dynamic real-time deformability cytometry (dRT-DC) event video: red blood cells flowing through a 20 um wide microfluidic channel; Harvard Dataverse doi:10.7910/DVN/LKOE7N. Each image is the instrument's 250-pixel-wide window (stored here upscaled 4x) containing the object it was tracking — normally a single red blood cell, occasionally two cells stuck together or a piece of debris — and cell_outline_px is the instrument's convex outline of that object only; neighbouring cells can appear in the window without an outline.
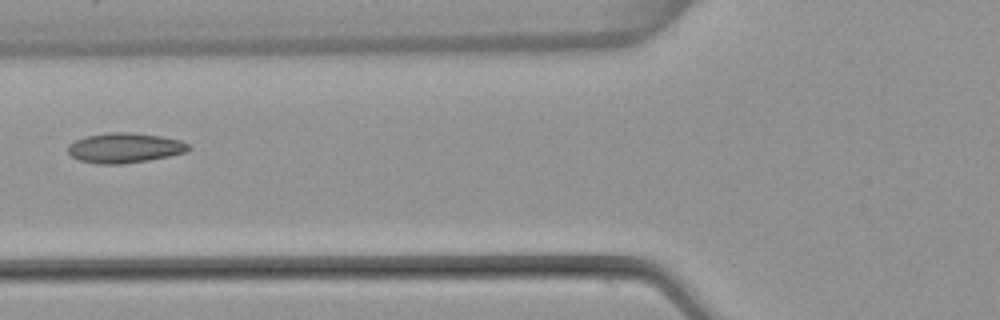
{"species": "common noctule bat (a hibernating species)", "species_latin": "Nyctalus noctula", "temperature_condition": "warm", "stored_images_in_passage": 7, "camera_frame_rate_fps": 3000, "um_per_image_px": 0.085, "animal": {"sex": "female", "body_mass_g": 22.7, "forearm_length_mm": 54.2}, "frame": {"image": 1, "passage_image": 6, "time_ms": 1.667, "image_size_px": [1000, 320], "cell_outline_px": [[192, 148], [188, 152], [148, 160], [120, 164], [96, 164], [80, 160], [72, 156], [68, 152], [68, 144], [84, 136], [112, 132], [132, 132], [160, 136], [180, 140], [188, 144]], "centroid_in_image_um": [10.6, 12.56], "position_along_channel_um": 115.2, "area_um2": 21.1}}
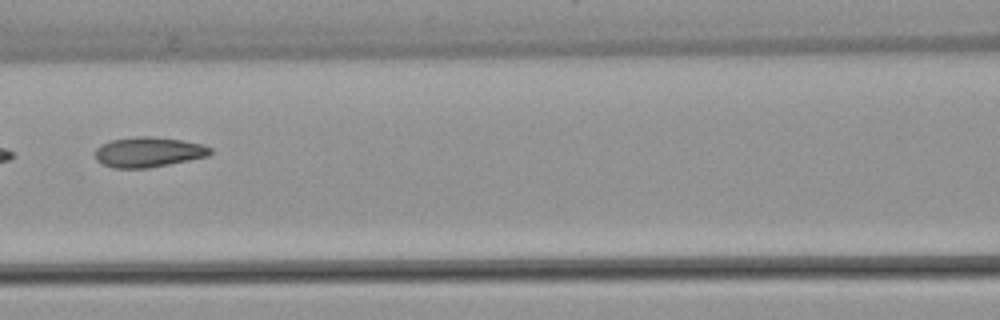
{"frame": {"image": 2, "passage_image": 7, "time_ms": 2.0, "image_size_px": [1000, 320], "cell_outline_px": [[212, 152], [208, 156], [148, 168], [112, 168], [96, 160], [96, 148], [100, 144], [112, 140], [136, 136], [148, 136], [180, 140], [204, 144], [212, 148]], "centroid_in_image_um": [12.61, 12.92], "position_along_channel_um": 154.0, "area_um2": 20.11}}